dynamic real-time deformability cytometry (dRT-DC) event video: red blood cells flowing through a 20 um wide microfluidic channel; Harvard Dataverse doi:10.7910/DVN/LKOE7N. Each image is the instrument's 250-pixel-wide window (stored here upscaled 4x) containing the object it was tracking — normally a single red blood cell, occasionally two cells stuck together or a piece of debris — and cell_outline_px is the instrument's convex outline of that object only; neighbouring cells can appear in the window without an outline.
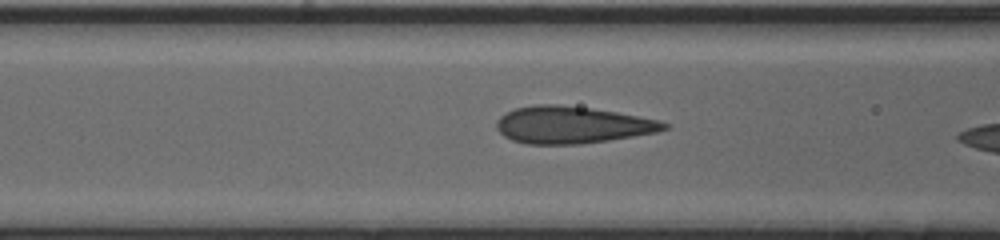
{"species": "human", "species_latin": "Homo sapiens", "temperature_condition": "cold", "stored_images_in_passage": 31, "camera_frame_rate_fps": 3000, "um_per_image_px": 0.085, "donor": {"sex": "male"}, "frame": {"image": 1, "passage_image": 19, "time_ms": 6.0, "image_size_px": [1000, 240], "cell_outline_px": [[668, 128], [656, 132], [608, 140], [580, 144], [524, 144], [512, 140], [504, 136], [496, 128], [496, 120], [500, 116], [516, 108], [536, 104], [556, 104], [588, 108], [616, 112], [660, 120], [668, 124]], "centroid_in_image_um": [48.59, 10.62], "position_along_channel_um": 118.0, "area_um2": 35.95}}
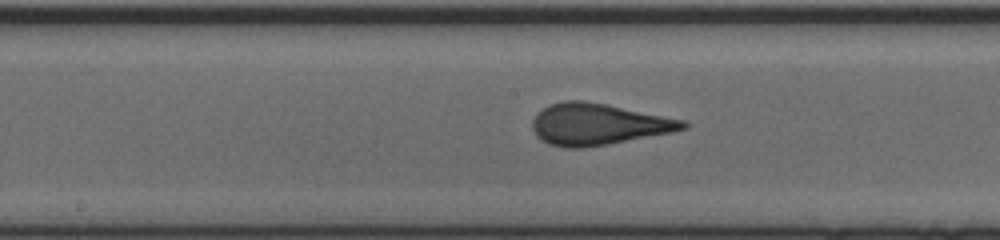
{"frame": {"image": 2, "passage_image": 25, "time_ms": 8.0, "image_size_px": [1000, 240], "cell_outline_px": [[688, 128], [672, 132], [608, 144], [584, 148], [564, 148], [548, 144], [540, 140], [536, 136], [532, 128], [532, 120], [536, 112], [548, 104], [564, 100], [584, 100], [684, 120], [688, 124]], "centroid_in_image_um": [50.77, 10.56], "position_along_channel_um": 197.4, "area_um2": 36.47}}
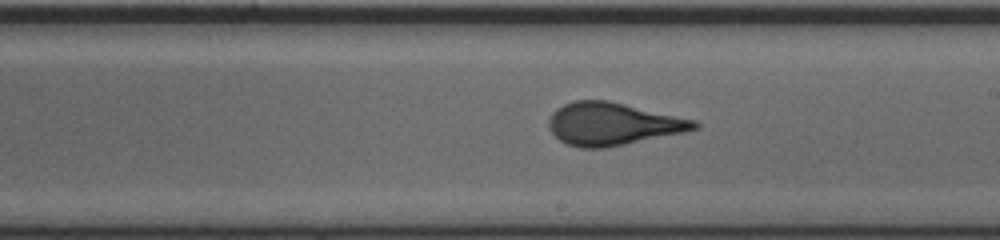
{"frame": {"image": 3, "passage_image": 28, "time_ms": 9.0, "image_size_px": [1000, 240], "cell_outline_px": [[700, 128], [684, 132], [604, 148], [580, 148], [568, 144], [560, 140], [552, 132], [548, 124], [548, 120], [552, 112], [556, 108], [572, 100], [608, 100], [696, 120], [700, 124]], "centroid_in_image_um": [52.07, 10.52], "position_along_channel_um": 236.9, "area_um2": 36.01}}